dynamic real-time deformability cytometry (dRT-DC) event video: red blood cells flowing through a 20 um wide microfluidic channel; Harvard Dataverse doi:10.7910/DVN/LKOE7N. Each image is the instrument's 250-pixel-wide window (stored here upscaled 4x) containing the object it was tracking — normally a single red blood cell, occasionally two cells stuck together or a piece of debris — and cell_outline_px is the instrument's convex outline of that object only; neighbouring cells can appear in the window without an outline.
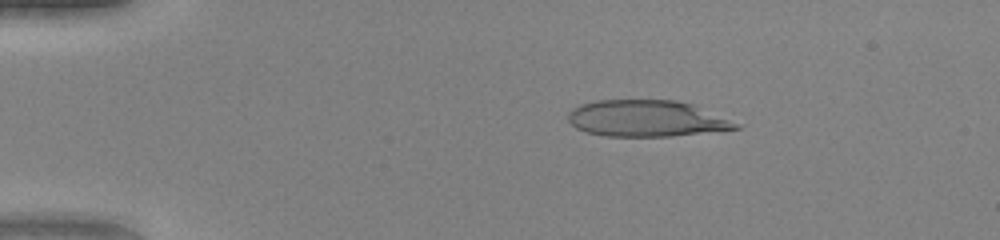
{"species": "human", "species_latin": "Homo sapiens", "temperature_condition": "warm", "stored_images_in_passage": 50, "camera_frame_rate_fps": 3000, "um_per_image_px": 0.085, "donor": {"sex": "female"}, "frame": {"image": 1, "passage_image": 9, "time_ms": 2.667, "image_size_px": [1000, 240], "cell_outline_px": [[744, 124], [740, 128], [672, 136], [604, 136], [584, 132], [576, 128], [568, 120], [568, 112], [572, 108], [580, 104], [596, 100], [676, 100], [692, 104]], "centroid_in_image_um": [54.96, 10.07], "position_along_channel_um": 30.0, "area_um2": 35.84}}
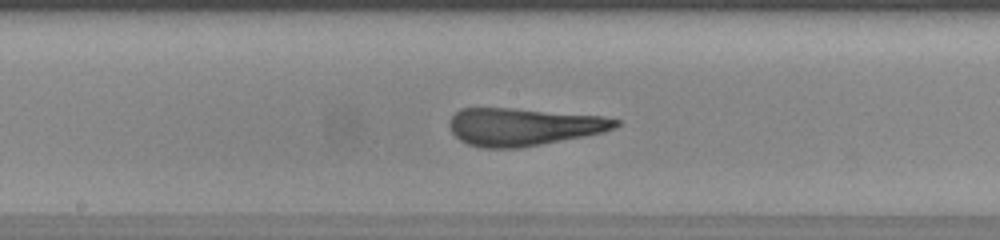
{"frame": {"image": 2, "passage_image": 27, "time_ms": 8.667, "image_size_px": [1000, 240], "cell_outline_px": [[620, 124], [616, 128], [604, 132], [584, 136], [520, 148], [480, 148], [468, 144], [460, 140], [452, 132], [448, 124], [452, 116], [460, 108], [512, 108], [604, 116], [620, 120]], "centroid_in_image_um": [44.5, 10.77], "position_along_channel_um": 203.7, "area_um2": 36.53}}
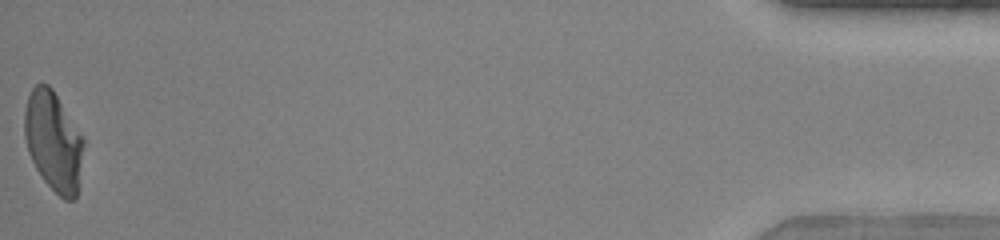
{"frame": {"image": 3, "passage_image": 50, "time_ms": 16.333, "image_size_px": [1000, 240], "cell_outline_px": [[84, 144], [76, 196], [72, 200], [64, 200], [44, 180], [36, 168], [28, 152], [24, 136], [24, 112], [28, 96], [32, 88], [36, 84], [48, 84], [52, 88], [84, 136]], "centroid_in_image_um": [4.54, 11.97], "position_along_channel_um": 430.7, "area_um2": 34.22}, "authors_computed_cell_mechanics": {"area_um2": 36.6452, "velocity_mm_per_s": 4.1291, "shape_relaxation_time_tau1_ms": 6.7274, "shape_relaxation_time_tau2_ms": 0.792, "deformation_change_tau1": 0.3628, "deformation_change_tau2": 0.1167}}